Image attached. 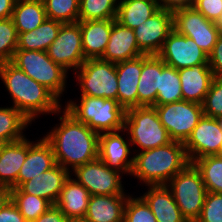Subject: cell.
<instances>
[{
  "instance_id": "6da1fadb",
  "label": "cell",
  "mask_w": 222,
  "mask_h": 222,
  "mask_svg": "<svg viewBox=\"0 0 222 222\" xmlns=\"http://www.w3.org/2000/svg\"><path fill=\"white\" fill-rule=\"evenodd\" d=\"M61 123L44 138L51 144L55 161L63 168L84 165L98 158L99 134L90 129L87 124L78 122L66 110Z\"/></svg>"
},
{
  "instance_id": "7a4b0ae2",
  "label": "cell",
  "mask_w": 222,
  "mask_h": 222,
  "mask_svg": "<svg viewBox=\"0 0 222 222\" xmlns=\"http://www.w3.org/2000/svg\"><path fill=\"white\" fill-rule=\"evenodd\" d=\"M0 78L13 99V107L31 122L38 113L61 112L59 99L11 61L0 64Z\"/></svg>"
},
{
  "instance_id": "3957f363",
  "label": "cell",
  "mask_w": 222,
  "mask_h": 222,
  "mask_svg": "<svg viewBox=\"0 0 222 222\" xmlns=\"http://www.w3.org/2000/svg\"><path fill=\"white\" fill-rule=\"evenodd\" d=\"M189 163L184 143L171 141L136 154L131 175L147 186L167 185Z\"/></svg>"
},
{
  "instance_id": "277c9868",
  "label": "cell",
  "mask_w": 222,
  "mask_h": 222,
  "mask_svg": "<svg viewBox=\"0 0 222 222\" xmlns=\"http://www.w3.org/2000/svg\"><path fill=\"white\" fill-rule=\"evenodd\" d=\"M64 110L98 134L124 130L126 110L118 100L81 95L80 104L67 102Z\"/></svg>"
},
{
  "instance_id": "5b68a950",
  "label": "cell",
  "mask_w": 222,
  "mask_h": 222,
  "mask_svg": "<svg viewBox=\"0 0 222 222\" xmlns=\"http://www.w3.org/2000/svg\"><path fill=\"white\" fill-rule=\"evenodd\" d=\"M124 131H129L128 140L141 147L142 151L163 146L172 141L153 106L126 109Z\"/></svg>"
},
{
  "instance_id": "8992f818",
  "label": "cell",
  "mask_w": 222,
  "mask_h": 222,
  "mask_svg": "<svg viewBox=\"0 0 222 222\" xmlns=\"http://www.w3.org/2000/svg\"><path fill=\"white\" fill-rule=\"evenodd\" d=\"M166 186L171 187L169 189L182 216L187 222H195L201 214L207 194L200 171L193 163H189Z\"/></svg>"
},
{
  "instance_id": "52a82bcc",
  "label": "cell",
  "mask_w": 222,
  "mask_h": 222,
  "mask_svg": "<svg viewBox=\"0 0 222 222\" xmlns=\"http://www.w3.org/2000/svg\"><path fill=\"white\" fill-rule=\"evenodd\" d=\"M11 62L57 98L61 97L68 71L56 64L47 51L16 50Z\"/></svg>"
},
{
  "instance_id": "ba28073f",
  "label": "cell",
  "mask_w": 222,
  "mask_h": 222,
  "mask_svg": "<svg viewBox=\"0 0 222 222\" xmlns=\"http://www.w3.org/2000/svg\"><path fill=\"white\" fill-rule=\"evenodd\" d=\"M76 73L81 95L117 100L116 63L101 58L86 59Z\"/></svg>"
},
{
  "instance_id": "9c48e42d",
  "label": "cell",
  "mask_w": 222,
  "mask_h": 222,
  "mask_svg": "<svg viewBox=\"0 0 222 222\" xmlns=\"http://www.w3.org/2000/svg\"><path fill=\"white\" fill-rule=\"evenodd\" d=\"M173 29L194 42L209 55L222 32L221 25L208 20L193 6L173 10Z\"/></svg>"
},
{
  "instance_id": "30bf717a",
  "label": "cell",
  "mask_w": 222,
  "mask_h": 222,
  "mask_svg": "<svg viewBox=\"0 0 222 222\" xmlns=\"http://www.w3.org/2000/svg\"><path fill=\"white\" fill-rule=\"evenodd\" d=\"M155 107L172 141L185 143L204 115L202 104L181 100Z\"/></svg>"
},
{
  "instance_id": "8fae6325",
  "label": "cell",
  "mask_w": 222,
  "mask_h": 222,
  "mask_svg": "<svg viewBox=\"0 0 222 222\" xmlns=\"http://www.w3.org/2000/svg\"><path fill=\"white\" fill-rule=\"evenodd\" d=\"M184 147L190 163L206 156L222 154V119L203 115Z\"/></svg>"
},
{
  "instance_id": "7c38bea8",
  "label": "cell",
  "mask_w": 222,
  "mask_h": 222,
  "mask_svg": "<svg viewBox=\"0 0 222 222\" xmlns=\"http://www.w3.org/2000/svg\"><path fill=\"white\" fill-rule=\"evenodd\" d=\"M48 56L66 71L75 70L86 61L83 54L80 24L64 23L47 50Z\"/></svg>"
},
{
  "instance_id": "4fadbf2b",
  "label": "cell",
  "mask_w": 222,
  "mask_h": 222,
  "mask_svg": "<svg viewBox=\"0 0 222 222\" xmlns=\"http://www.w3.org/2000/svg\"><path fill=\"white\" fill-rule=\"evenodd\" d=\"M73 171L77 181L90 195H126L121 184V173L107 167L99 158L77 166Z\"/></svg>"
},
{
  "instance_id": "5bb4252c",
  "label": "cell",
  "mask_w": 222,
  "mask_h": 222,
  "mask_svg": "<svg viewBox=\"0 0 222 222\" xmlns=\"http://www.w3.org/2000/svg\"><path fill=\"white\" fill-rule=\"evenodd\" d=\"M158 56L167 66L177 70L208 64V55L194 40L177 33L174 29L166 38Z\"/></svg>"
},
{
  "instance_id": "9a60e30c",
  "label": "cell",
  "mask_w": 222,
  "mask_h": 222,
  "mask_svg": "<svg viewBox=\"0 0 222 222\" xmlns=\"http://www.w3.org/2000/svg\"><path fill=\"white\" fill-rule=\"evenodd\" d=\"M173 30V11L160 8L134 29L139 50L145 55H158Z\"/></svg>"
},
{
  "instance_id": "2e32d148",
  "label": "cell",
  "mask_w": 222,
  "mask_h": 222,
  "mask_svg": "<svg viewBox=\"0 0 222 222\" xmlns=\"http://www.w3.org/2000/svg\"><path fill=\"white\" fill-rule=\"evenodd\" d=\"M119 132L121 130L99 134L98 158L110 169L131 174L134 157L128 159L130 145Z\"/></svg>"
},
{
  "instance_id": "e0dca14e",
  "label": "cell",
  "mask_w": 222,
  "mask_h": 222,
  "mask_svg": "<svg viewBox=\"0 0 222 222\" xmlns=\"http://www.w3.org/2000/svg\"><path fill=\"white\" fill-rule=\"evenodd\" d=\"M69 170L57 163L49 170L22 183L18 188L23 193L48 200L52 205L57 202L64 182L70 176Z\"/></svg>"
},
{
  "instance_id": "ac0fdd59",
  "label": "cell",
  "mask_w": 222,
  "mask_h": 222,
  "mask_svg": "<svg viewBox=\"0 0 222 222\" xmlns=\"http://www.w3.org/2000/svg\"><path fill=\"white\" fill-rule=\"evenodd\" d=\"M141 55L143 53L139 50L134 30L121 25L115 20L112 25L108 44L101 59L119 63Z\"/></svg>"
},
{
  "instance_id": "d6986e66",
  "label": "cell",
  "mask_w": 222,
  "mask_h": 222,
  "mask_svg": "<svg viewBox=\"0 0 222 222\" xmlns=\"http://www.w3.org/2000/svg\"><path fill=\"white\" fill-rule=\"evenodd\" d=\"M142 70V55L116 63L118 92L117 100L126 110L138 107V82Z\"/></svg>"
},
{
  "instance_id": "ffe728a7",
  "label": "cell",
  "mask_w": 222,
  "mask_h": 222,
  "mask_svg": "<svg viewBox=\"0 0 222 222\" xmlns=\"http://www.w3.org/2000/svg\"><path fill=\"white\" fill-rule=\"evenodd\" d=\"M29 141L24 137L18 141L3 143L0 147V185L18 188V175L27 156Z\"/></svg>"
},
{
  "instance_id": "44dd1931",
  "label": "cell",
  "mask_w": 222,
  "mask_h": 222,
  "mask_svg": "<svg viewBox=\"0 0 222 222\" xmlns=\"http://www.w3.org/2000/svg\"><path fill=\"white\" fill-rule=\"evenodd\" d=\"M183 100L202 104L214 78L208 64L179 69Z\"/></svg>"
},
{
  "instance_id": "7402d4cb",
  "label": "cell",
  "mask_w": 222,
  "mask_h": 222,
  "mask_svg": "<svg viewBox=\"0 0 222 222\" xmlns=\"http://www.w3.org/2000/svg\"><path fill=\"white\" fill-rule=\"evenodd\" d=\"M115 20L78 21L81 29L83 54L86 59L103 56Z\"/></svg>"
},
{
  "instance_id": "603a6c76",
  "label": "cell",
  "mask_w": 222,
  "mask_h": 222,
  "mask_svg": "<svg viewBox=\"0 0 222 222\" xmlns=\"http://www.w3.org/2000/svg\"><path fill=\"white\" fill-rule=\"evenodd\" d=\"M56 164L51 144L43 137L35 144L29 141V149L18 175V187L49 170Z\"/></svg>"
},
{
  "instance_id": "cb8c5ba5",
  "label": "cell",
  "mask_w": 222,
  "mask_h": 222,
  "mask_svg": "<svg viewBox=\"0 0 222 222\" xmlns=\"http://www.w3.org/2000/svg\"><path fill=\"white\" fill-rule=\"evenodd\" d=\"M150 189L141 196L149 205L157 222H187L166 185L149 186Z\"/></svg>"
},
{
  "instance_id": "d4e9b609",
  "label": "cell",
  "mask_w": 222,
  "mask_h": 222,
  "mask_svg": "<svg viewBox=\"0 0 222 222\" xmlns=\"http://www.w3.org/2000/svg\"><path fill=\"white\" fill-rule=\"evenodd\" d=\"M126 195H91L85 217L90 222H123Z\"/></svg>"
},
{
  "instance_id": "484cf974",
  "label": "cell",
  "mask_w": 222,
  "mask_h": 222,
  "mask_svg": "<svg viewBox=\"0 0 222 222\" xmlns=\"http://www.w3.org/2000/svg\"><path fill=\"white\" fill-rule=\"evenodd\" d=\"M162 59L158 55H142V70L138 82V106H154L159 88Z\"/></svg>"
},
{
  "instance_id": "4316f807",
  "label": "cell",
  "mask_w": 222,
  "mask_h": 222,
  "mask_svg": "<svg viewBox=\"0 0 222 222\" xmlns=\"http://www.w3.org/2000/svg\"><path fill=\"white\" fill-rule=\"evenodd\" d=\"M70 177L64 182L55 205L67 219L85 217L91 195L83 185Z\"/></svg>"
},
{
  "instance_id": "83f0119b",
  "label": "cell",
  "mask_w": 222,
  "mask_h": 222,
  "mask_svg": "<svg viewBox=\"0 0 222 222\" xmlns=\"http://www.w3.org/2000/svg\"><path fill=\"white\" fill-rule=\"evenodd\" d=\"M118 2L116 21L135 29L160 9L158 0H121Z\"/></svg>"
},
{
  "instance_id": "f1b7e54d",
  "label": "cell",
  "mask_w": 222,
  "mask_h": 222,
  "mask_svg": "<svg viewBox=\"0 0 222 222\" xmlns=\"http://www.w3.org/2000/svg\"><path fill=\"white\" fill-rule=\"evenodd\" d=\"M63 23L46 18L36 29L19 33L17 50L47 51Z\"/></svg>"
},
{
  "instance_id": "f546056e",
  "label": "cell",
  "mask_w": 222,
  "mask_h": 222,
  "mask_svg": "<svg viewBox=\"0 0 222 222\" xmlns=\"http://www.w3.org/2000/svg\"><path fill=\"white\" fill-rule=\"evenodd\" d=\"M46 18L43 3L16 0L12 19L18 34L36 29Z\"/></svg>"
},
{
  "instance_id": "4dcf8cb0",
  "label": "cell",
  "mask_w": 222,
  "mask_h": 222,
  "mask_svg": "<svg viewBox=\"0 0 222 222\" xmlns=\"http://www.w3.org/2000/svg\"><path fill=\"white\" fill-rule=\"evenodd\" d=\"M28 120L18 109L12 107L0 108V143H9L18 141L23 136L24 130L28 124Z\"/></svg>"
},
{
  "instance_id": "1f68e13d",
  "label": "cell",
  "mask_w": 222,
  "mask_h": 222,
  "mask_svg": "<svg viewBox=\"0 0 222 222\" xmlns=\"http://www.w3.org/2000/svg\"><path fill=\"white\" fill-rule=\"evenodd\" d=\"M181 100H183V95L178 70L167 66L162 60V72L160 74L159 88H157V97L154 106Z\"/></svg>"
},
{
  "instance_id": "d6a6232c",
  "label": "cell",
  "mask_w": 222,
  "mask_h": 222,
  "mask_svg": "<svg viewBox=\"0 0 222 222\" xmlns=\"http://www.w3.org/2000/svg\"><path fill=\"white\" fill-rule=\"evenodd\" d=\"M207 192L222 193V154L196 159Z\"/></svg>"
},
{
  "instance_id": "836d02e7",
  "label": "cell",
  "mask_w": 222,
  "mask_h": 222,
  "mask_svg": "<svg viewBox=\"0 0 222 222\" xmlns=\"http://www.w3.org/2000/svg\"><path fill=\"white\" fill-rule=\"evenodd\" d=\"M11 200L27 222L36 220L52 205L48 200L11 188Z\"/></svg>"
},
{
  "instance_id": "e575fe53",
  "label": "cell",
  "mask_w": 222,
  "mask_h": 222,
  "mask_svg": "<svg viewBox=\"0 0 222 222\" xmlns=\"http://www.w3.org/2000/svg\"><path fill=\"white\" fill-rule=\"evenodd\" d=\"M117 0H80L79 21L116 19Z\"/></svg>"
},
{
  "instance_id": "d590c367",
  "label": "cell",
  "mask_w": 222,
  "mask_h": 222,
  "mask_svg": "<svg viewBox=\"0 0 222 222\" xmlns=\"http://www.w3.org/2000/svg\"><path fill=\"white\" fill-rule=\"evenodd\" d=\"M80 0H46L44 8L48 19L61 23H76L79 21Z\"/></svg>"
},
{
  "instance_id": "8d00e7d4",
  "label": "cell",
  "mask_w": 222,
  "mask_h": 222,
  "mask_svg": "<svg viewBox=\"0 0 222 222\" xmlns=\"http://www.w3.org/2000/svg\"><path fill=\"white\" fill-rule=\"evenodd\" d=\"M17 44L18 33L12 17L0 19V64L12 61Z\"/></svg>"
},
{
  "instance_id": "74e56055",
  "label": "cell",
  "mask_w": 222,
  "mask_h": 222,
  "mask_svg": "<svg viewBox=\"0 0 222 222\" xmlns=\"http://www.w3.org/2000/svg\"><path fill=\"white\" fill-rule=\"evenodd\" d=\"M123 222H157L149 205L142 197L132 198L128 196Z\"/></svg>"
},
{
  "instance_id": "f35d334b",
  "label": "cell",
  "mask_w": 222,
  "mask_h": 222,
  "mask_svg": "<svg viewBox=\"0 0 222 222\" xmlns=\"http://www.w3.org/2000/svg\"><path fill=\"white\" fill-rule=\"evenodd\" d=\"M205 116L222 119V77H214L202 103Z\"/></svg>"
},
{
  "instance_id": "ab89813d",
  "label": "cell",
  "mask_w": 222,
  "mask_h": 222,
  "mask_svg": "<svg viewBox=\"0 0 222 222\" xmlns=\"http://www.w3.org/2000/svg\"><path fill=\"white\" fill-rule=\"evenodd\" d=\"M195 222H222V193L207 192L201 214Z\"/></svg>"
},
{
  "instance_id": "60d3db41",
  "label": "cell",
  "mask_w": 222,
  "mask_h": 222,
  "mask_svg": "<svg viewBox=\"0 0 222 222\" xmlns=\"http://www.w3.org/2000/svg\"><path fill=\"white\" fill-rule=\"evenodd\" d=\"M192 6L208 20L222 24V0H193Z\"/></svg>"
},
{
  "instance_id": "b9f144b4",
  "label": "cell",
  "mask_w": 222,
  "mask_h": 222,
  "mask_svg": "<svg viewBox=\"0 0 222 222\" xmlns=\"http://www.w3.org/2000/svg\"><path fill=\"white\" fill-rule=\"evenodd\" d=\"M208 65L214 77H222V32L211 53L208 55Z\"/></svg>"
},
{
  "instance_id": "7bdbcfd3",
  "label": "cell",
  "mask_w": 222,
  "mask_h": 222,
  "mask_svg": "<svg viewBox=\"0 0 222 222\" xmlns=\"http://www.w3.org/2000/svg\"><path fill=\"white\" fill-rule=\"evenodd\" d=\"M0 222H27L25 218L20 214V211L16 205L10 200L0 210Z\"/></svg>"
},
{
  "instance_id": "ee69618b",
  "label": "cell",
  "mask_w": 222,
  "mask_h": 222,
  "mask_svg": "<svg viewBox=\"0 0 222 222\" xmlns=\"http://www.w3.org/2000/svg\"><path fill=\"white\" fill-rule=\"evenodd\" d=\"M32 222H68V219L56 205H51L45 213Z\"/></svg>"
},
{
  "instance_id": "f6af8a7d",
  "label": "cell",
  "mask_w": 222,
  "mask_h": 222,
  "mask_svg": "<svg viewBox=\"0 0 222 222\" xmlns=\"http://www.w3.org/2000/svg\"><path fill=\"white\" fill-rule=\"evenodd\" d=\"M159 3L160 8H165L173 11L177 8L192 6L193 0H159Z\"/></svg>"
},
{
  "instance_id": "bcb514c9",
  "label": "cell",
  "mask_w": 222,
  "mask_h": 222,
  "mask_svg": "<svg viewBox=\"0 0 222 222\" xmlns=\"http://www.w3.org/2000/svg\"><path fill=\"white\" fill-rule=\"evenodd\" d=\"M16 0H0V19L12 17Z\"/></svg>"
},
{
  "instance_id": "7dc6e473",
  "label": "cell",
  "mask_w": 222,
  "mask_h": 222,
  "mask_svg": "<svg viewBox=\"0 0 222 222\" xmlns=\"http://www.w3.org/2000/svg\"><path fill=\"white\" fill-rule=\"evenodd\" d=\"M11 200V188L0 185V210Z\"/></svg>"
},
{
  "instance_id": "c3c4849f",
  "label": "cell",
  "mask_w": 222,
  "mask_h": 222,
  "mask_svg": "<svg viewBox=\"0 0 222 222\" xmlns=\"http://www.w3.org/2000/svg\"><path fill=\"white\" fill-rule=\"evenodd\" d=\"M68 222H90L86 217L70 218Z\"/></svg>"
},
{
  "instance_id": "681fc988",
  "label": "cell",
  "mask_w": 222,
  "mask_h": 222,
  "mask_svg": "<svg viewBox=\"0 0 222 222\" xmlns=\"http://www.w3.org/2000/svg\"><path fill=\"white\" fill-rule=\"evenodd\" d=\"M27 1L44 3L46 0H27Z\"/></svg>"
}]
</instances>
